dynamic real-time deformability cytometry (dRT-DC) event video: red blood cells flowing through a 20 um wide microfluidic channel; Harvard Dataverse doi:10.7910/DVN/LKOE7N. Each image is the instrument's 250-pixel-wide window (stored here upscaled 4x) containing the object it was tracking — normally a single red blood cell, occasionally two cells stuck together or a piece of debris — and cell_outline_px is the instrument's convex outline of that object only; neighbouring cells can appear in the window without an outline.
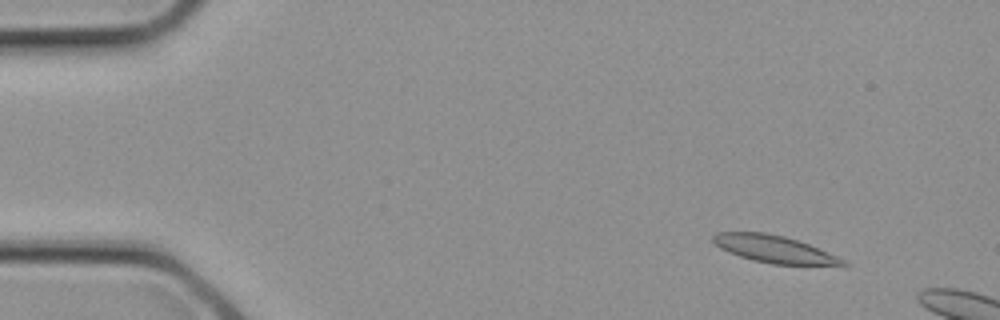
{"species": "common noctule bat (a hibernating species)", "species_latin": "Nyctalus noctula", "temperature_condition": "cold", "stored_images_in_passage": 2, "camera_frame_rate_fps": 3000, "um_per_image_px": 0.085, "animal": {"sex": "female", "body_mass_g": 21.9}, "frame": {"image": 1, "passage_image": 1, "time_ms": 0.0, "image_size_px": [1000, 320], "cell_outline_px": [[848, 264], [772, 264], [752, 260], [740, 256], [720, 248], [712, 240], [712, 236], [716, 232], [764, 232], [784, 236], [808, 244], [848, 260]], "centroid_in_image_um": [65.77, 21.16], "position_along_channel_um": 19.2, "area_um2": 20.23}}